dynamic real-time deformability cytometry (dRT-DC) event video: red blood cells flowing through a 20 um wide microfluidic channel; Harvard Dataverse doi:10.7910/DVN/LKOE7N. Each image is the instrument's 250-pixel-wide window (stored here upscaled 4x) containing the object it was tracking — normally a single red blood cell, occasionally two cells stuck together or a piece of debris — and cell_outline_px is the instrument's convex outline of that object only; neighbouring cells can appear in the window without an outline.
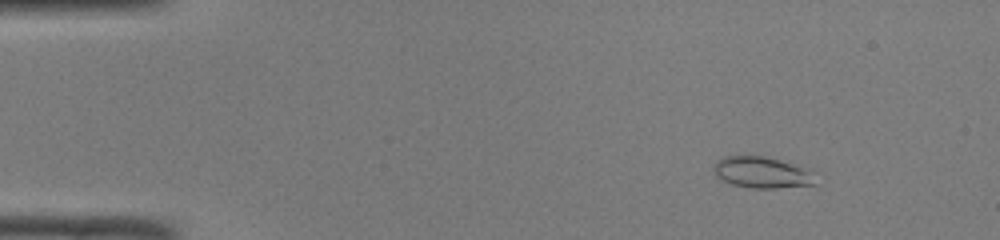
{"species": "common noctule bat (a hibernating species)", "species_latin": "Nyctalus noctula", "temperature_condition": "room temperature", "stored_images_in_passage": 49, "camera_frame_rate_fps": 3000, "um_per_image_px": 0.085, "animal": {"sex": "male", "body_mass_g": 19.0, "forearm_length_mm": 50.8}, "frame": {"image": 1, "passage_image": 6, "time_ms": 1.667, "image_size_px": [1000, 240], "cell_outline_px": [[816, 184], [776, 188], [752, 188], [732, 184], [716, 176], [712, 168], [716, 160], [724, 156], [764, 156], [792, 160], [812, 168]], "centroid_in_image_um": [64.86, 14.62], "position_along_channel_um": 20.1, "area_um2": 19.31}}
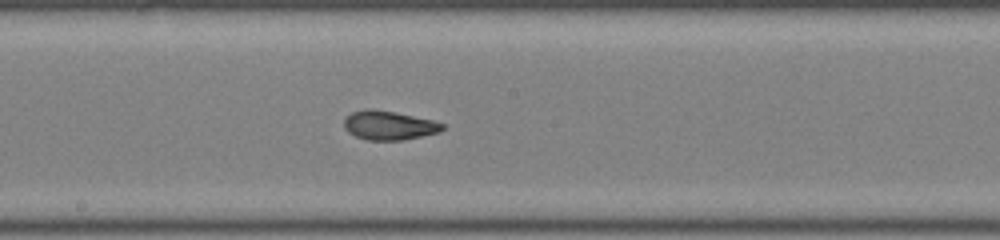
{"frame": {"image": 2, "passage_image": 27, "time_ms": 8.667, "image_size_px": [1000, 240], "cell_outline_px": [[444, 128], [440, 132], [404, 140], [364, 140], [348, 132], [344, 128], [344, 120], [352, 112], [368, 108], [372, 108], [396, 112], [432, 120], [444, 124]], "centroid_in_image_um": [33.05, 10.66], "position_along_channel_um": 215.1, "area_um2": 16.7}}
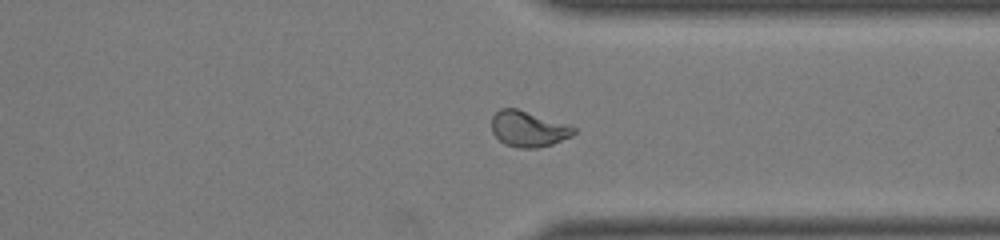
{"frame": {"image": 3, "passage_image": 38, "time_ms": 12.333, "image_size_px": [1000, 240], "cell_outline_px": [[576, 132], [572, 136], [552, 144], [536, 148], [520, 148], [504, 144], [492, 132], [492, 116], [500, 108], [516, 108], [568, 124], [576, 128]], "centroid_in_image_um": [44.91, 10.95], "position_along_channel_um": 366.5, "area_um2": 17.11}, "authors_computed_cell_mechanics": {"area_um2": 17.2244, "velocity_mm_per_s": 4.1168, "shape_relaxation_time_tau1_ms": 10.5086, "shape_relaxation_time_tau2_ms": 1.652, "deformation_change_tau1": 0.3003, "deformation_change_tau2": 0.0723}}